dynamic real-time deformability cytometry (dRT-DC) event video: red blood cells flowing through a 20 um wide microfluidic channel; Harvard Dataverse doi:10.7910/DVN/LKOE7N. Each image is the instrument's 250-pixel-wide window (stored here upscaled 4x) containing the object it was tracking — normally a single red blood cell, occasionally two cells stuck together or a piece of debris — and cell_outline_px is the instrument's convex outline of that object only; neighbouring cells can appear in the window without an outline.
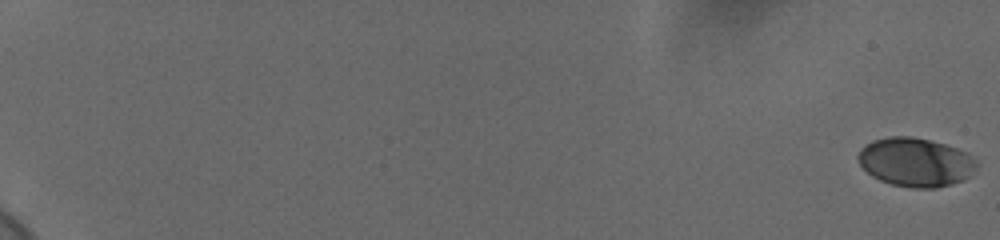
{"species": "human", "species_latin": "Homo sapiens", "temperature_condition": "cold", "stored_images_in_passage": 23, "camera_frame_rate_fps": 3000, "um_per_image_px": 0.085, "donor": {"sex": "female"}, "frame": {"image": 1, "passage_image": 1, "time_ms": 0.0, "image_size_px": [1000, 240], "cell_outline_px": [[980, 164], [964, 180], [952, 184], [936, 188], [908, 188], [892, 184], [880, 180], [872, 176], [860, 164], [856, 156], [860, 148], [864, 144], [872, 140], [888, 136], [912, 136], [944, 144], [968, 152]], "centroid_in_image_um": [77.82, 13.78], "position_along_channel_um": 7.2, "area_um2": 34.04}}
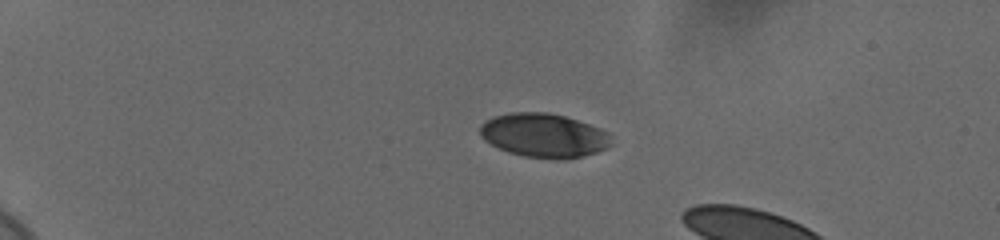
{"frame": {"image": 2, "passage_image": 17, "time_ms": 5.333, "image_size_px": [1000, 240], "cell_outline_px": [[612, 144], [608, 148], [596, 152], [564, 160], [556, 160], [524, 156], [508, 152], [484, 140], [480, 136], [480, 124], [492, 116], [512, 112], [548, 112], [564, 116], [600, 128], [608, 132]], "centroid_in_image_um": [46.22, 11.51], "position_along_channel_um": 38.8, "area_um2": 33.76}}